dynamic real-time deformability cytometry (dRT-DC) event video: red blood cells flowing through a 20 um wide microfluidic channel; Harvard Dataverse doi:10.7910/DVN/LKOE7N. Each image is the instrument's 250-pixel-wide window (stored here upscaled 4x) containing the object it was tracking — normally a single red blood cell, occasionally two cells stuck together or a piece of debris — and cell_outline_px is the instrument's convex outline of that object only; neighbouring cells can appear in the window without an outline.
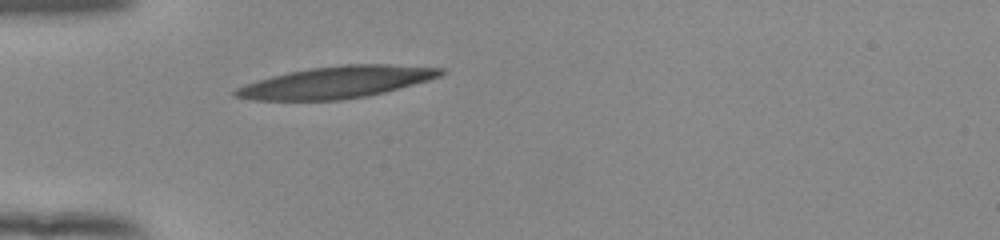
{"species": "human", "species_latin": "Homo sapiens", "temperature_condition": "room temperature", "stored_images_in_passage": 38, "camera_frame_rate_fps": 3000, "um_per_image_px": 0.085, "donor": {"sex": "female"}, "frame": {"image": 1, "passage_image": 1, "time_ms": 0.0, "image_size_px": [1000, 240], "cell_outline_px": [[448, 72], [432, 80], [368, 96], [340, 100], [252, 100], [232, 96], [232, 92], [236, 88], [244, 84], [272, 76], [288, 72], [308, 68], [344, 64], [388, 64], [444, 68]], "centroid_in_image_um": [28.63, 6.99], "position_along_channel_um": 56.4, "area_um2": 38.38}}
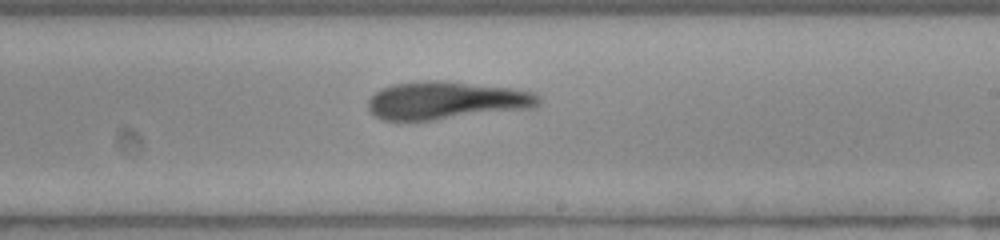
{"frame": {"image": 2, "passage_image": 17, "time_ms": 5.333, "image_size_px": [1000, 240], "cell_outline_px": [[540, 104], [532, 108], [436, 120], [384, 120], [368, 112], [368, 100], [380, 88], [392, 84], [428, 80], [440, 80], [512, 88], [532, 92], [540, 96]], "centroid_in_image_um": [37.92, 8.54], "position_along_channel_um": 251.1, "area_um2": 37.69}}
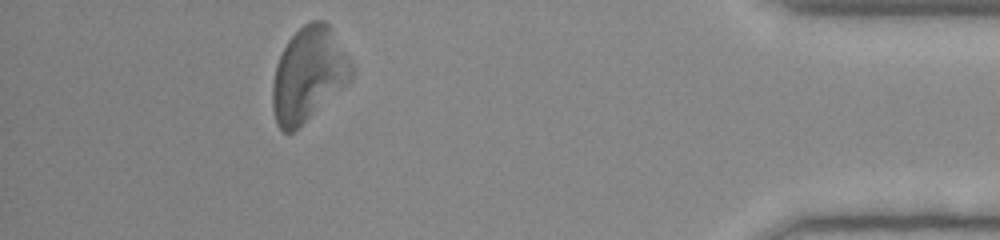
{"frame": {"image": 3, "passage_image": 33, "time_ms": 10.667, "image_size_px": [1000, 240], "cell_outline_px": [[340, 72], [308, 116], [292, 132], [284, 132], [276, 124], [272, 108], [272, 84], [276, 64], [288, 40], [304, 24], [312, 20], [324, 20], [328, 24]], "centroid_in_image_um": [25.78, 6.31], "position_along_channel_um": 409.4, "area_um2": 36.3}, "authors_computed_cell_mechanics": {"area_um2": 38.5526, "velocity_mm_per_s": 3.852, "shape_relaxation_time_tau1_ms": null, "shape_relaxation_time_tau2_ms": 4.4604, "deformation_change_tau1": null, "deformation_change_tau2": 0.1563}}